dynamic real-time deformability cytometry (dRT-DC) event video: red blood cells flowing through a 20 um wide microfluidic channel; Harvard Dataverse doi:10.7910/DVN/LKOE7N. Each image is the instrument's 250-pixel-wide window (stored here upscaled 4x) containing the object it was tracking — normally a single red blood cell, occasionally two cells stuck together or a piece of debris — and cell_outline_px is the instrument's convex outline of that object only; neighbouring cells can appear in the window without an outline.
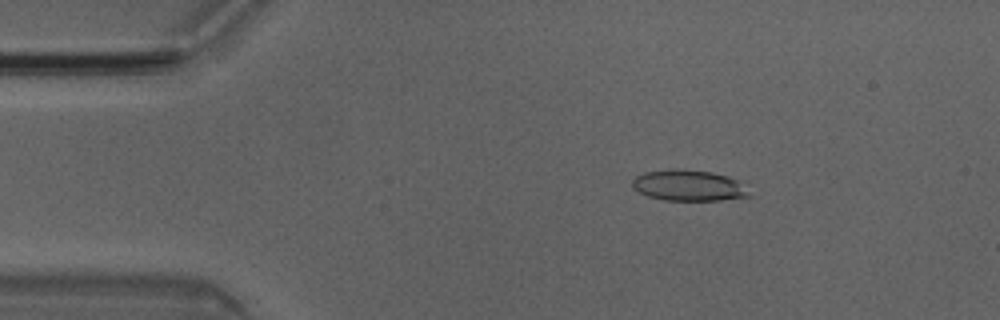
{"species": "Egyptian fruit bat (a non-hibernating species)", "species_latin": "Rousettus aegyptiacus", "temperature_condition": "room temperature", "stored_images_in_passage": 7, "camera_frame_rate_fps": 3000, "um_per_image_px": 0.085, "animal": {"sex": "male"}, "frame": {"image": 1, "passage_image": 3, "time_ms": 0.667, "image_size_px": [1000, 320], "cell_outline_px": [[752, 196], [720, 200], [664, 200], [648, 196], [632, 188], [632, 180], [636, 176], [644, 172], [712, 172], [728, 176], [736, 180]], "centroid_in_image_um": [58.53, 15.82], "position_along_channel_um": 26.5, "area_um2": 19.94}}
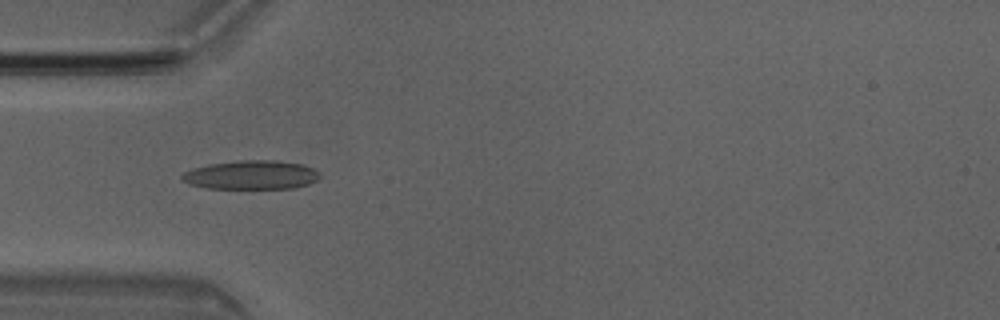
{"frame": {"image": 2, "passage_image": 5, "time_ms": 1.333, "image_size_px": [1000, 320], "cell_outline_px": [[320, 180], [308, 184], [292, 188], [208, 188], [188, 184], [180, 180], [180, 176], [184, 172], [192, 168], [208, 164], [240, 160], [276, 160], [304, 164], [320, 172]], "centroid_in_image_um": [21.36, 14.86], "position_along_channel_um": 63.6, "area_um2": 23.47}}